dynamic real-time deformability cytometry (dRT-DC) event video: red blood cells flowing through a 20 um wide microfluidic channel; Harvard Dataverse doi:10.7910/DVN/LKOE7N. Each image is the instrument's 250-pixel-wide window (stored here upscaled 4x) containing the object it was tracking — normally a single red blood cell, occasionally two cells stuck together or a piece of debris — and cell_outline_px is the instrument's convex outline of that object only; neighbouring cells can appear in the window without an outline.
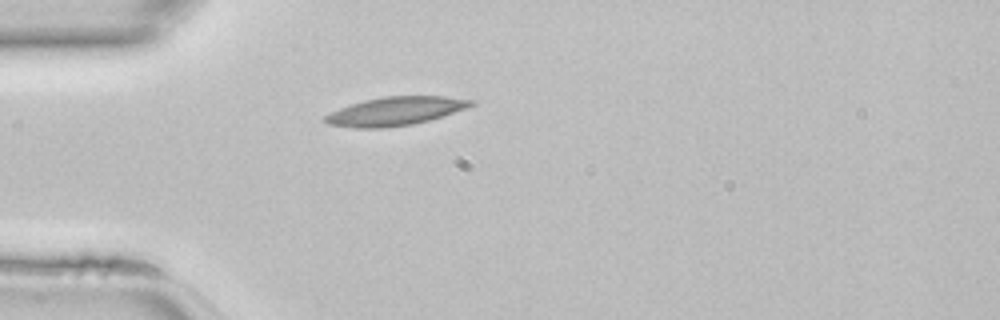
{"species": "common noctule bat (a hibernating species)", "species_latin": "Nyctalus noctula", "temperature_condition": "room temperature", "stored_images_in_passage": 34, "camera_frame_rate_fps": 3000, "um_per_image_px": 0.085, "animal": {"sex": "female", "body_mass_g": 22.7, "forearm_length_mm": 54.2}, "frame": {"image": 1, "passage_image": 1, "time_ms": 0.0, "image_size_px": [1000, 320], "cell_outline_px": [[476, 104], [428, 120], [412, 124], [384, 128], [356, 128], [328, 124], [320, 120], [324, 116], [340, 108], [364, 100], [384, 96], [444, 96], [476, 100]], "centroid_in_image_um": [33.57, 9.45], "position_along_channel_um": 51.4, "area_um2": 24.04}}
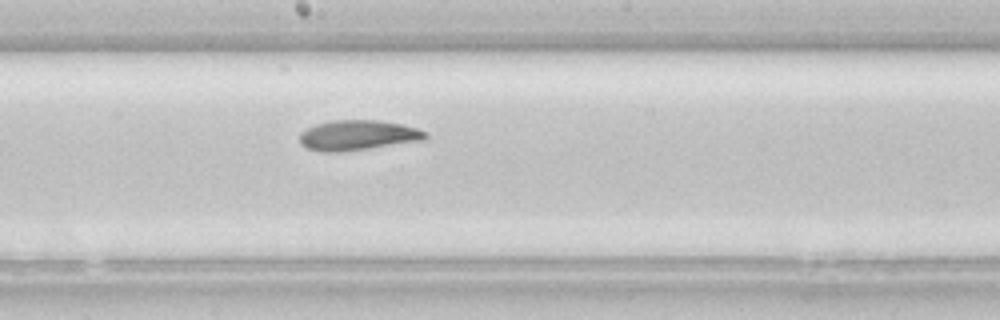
{"frame": {"image": 2, "passage_image": 13, "time_ms": 4.0, "image_size_px": [1000, 320], "cell_outline_px": [[428, 140], [340, 152], [324, 152], [308, 148], [300, 144], [300, 132], [316, 124], [332, 120], [376, 120], [400, 124], [416, 128], [428, 132]], "centroid_in_image_um": [30.45, 11.5], "position_along_channel_um": 217.8, "area_um2": 22.14}}
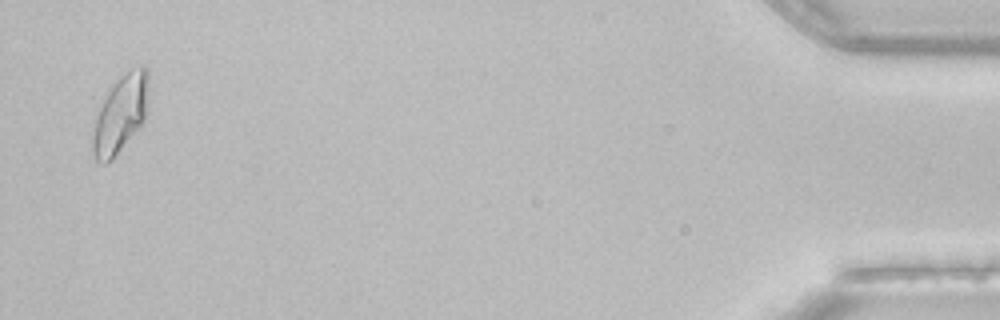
{"frame": {"image": 3, "passage_image": 33, "time_ms": 10.667, "image_size_px": [1000, 320], "cell_outline_px": [[148, 112], [144, 120], [112, 160], [104, 164], [96, 164], [92, 156], [92, 136], [96, 116], [108, 92], [116, 80], [120, 76], [132, 68], [140, 64], [144, 64], [148, 68]], "centroid_in_image_um": [10.25, 9.69], "position_along_channel_um": 424.9, "area_um2": 25.49}}